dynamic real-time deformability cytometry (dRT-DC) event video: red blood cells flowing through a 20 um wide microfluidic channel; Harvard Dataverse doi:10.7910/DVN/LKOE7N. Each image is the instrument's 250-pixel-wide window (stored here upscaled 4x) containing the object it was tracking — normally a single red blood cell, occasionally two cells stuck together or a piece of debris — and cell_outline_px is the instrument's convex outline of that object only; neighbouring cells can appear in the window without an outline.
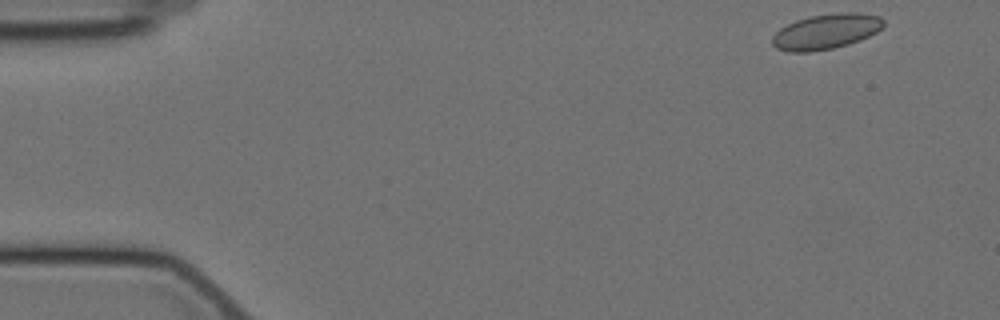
{"species": "Egyptian fruit bat (a non-hibernating species)", "species_latin": "Rousettus aegyptiacus", "temperature_condition": "cold", "stored_images_in_passage": 13, "camera_frame_rate_fps": 3000, "um_per_image_px": 0.085, "animal": {"sex": "female"}, "frame": {"image": 1, "passage_image": 1, "time_ms": 0.0, "image_size_px": [1000, 320], "cell_outline_px": [[884, 24], [876, 32], [860, 40], [848, 44], [832, 48], [812, 52], [788, 52], [776, 48], [772, 44], [772, 36], [780, 28], [796, 20], [812, 16], [840, 12], [856, 12], [880, 16], [884, 20]], "centroid_in_image_um": [70.2, 2.68], "position_along_channel_um": 14.8, "area_um2": 22.77}}
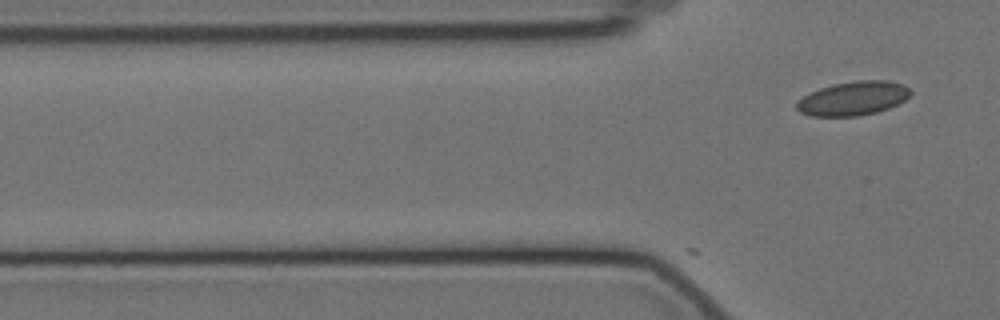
{"frame": {"image": 2, "passage_image": 13, "time_ms": 4.0, "image_size_px": [1000, 320], "cell_outline_px": [[912, 92], [904, 100], [888, 108], [876, 112], [856, 116], [812, 116], [800, 112], [796, 108], [796, 104], [804, 96], [820, 88], [832, 84], [856, 80], [888, 80], [904, 84]], "centroid_in_image_um": [72.53, 8.35], "position_along_channel_um": 53.3, "area_um2": 22.37}}